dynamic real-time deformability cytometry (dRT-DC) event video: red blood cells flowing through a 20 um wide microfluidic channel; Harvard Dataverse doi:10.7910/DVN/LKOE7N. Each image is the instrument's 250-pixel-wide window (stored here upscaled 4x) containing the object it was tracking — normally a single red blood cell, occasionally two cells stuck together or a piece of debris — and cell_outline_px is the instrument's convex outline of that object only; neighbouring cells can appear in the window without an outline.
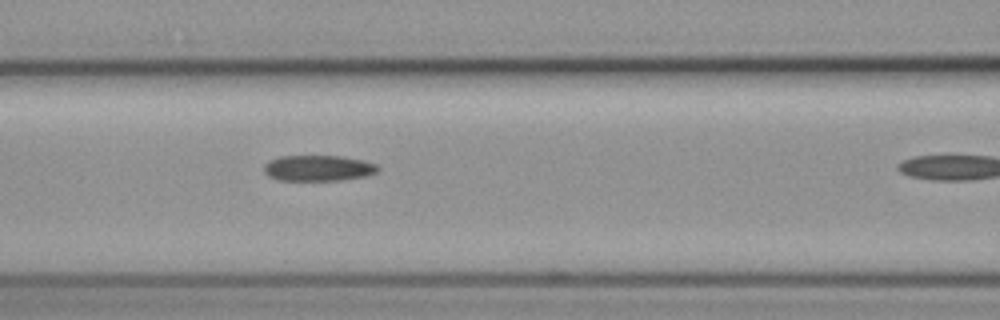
{"species": "common noctule bat (a hibernating species)", "species_latin": "Nyctalus noctula", "temperature_condition": "cold", "stored_images_in_passage": 7, "segment_of_instrument_passage": [1, 2], "camera_frame_rate_fps": 3000, "um_per_image_px": 0.085, "animal": {"sex": "female", "body_mass_g": 19.3, "forearm_length_mm": 54.1}, "frame": {"image": 1, "passage_image": 6, "time_ms": 5.667, "image_size_px": [1000, 320], "cell_outline_px": [[380, 168], [376, 172], [368, 176], [344, 180], [280, 180], [268, 176], [264, 172], [264, 164], [268, 160], [280, 156], [340, 156], [364, 160], [376, 164]], "centroid_in_image_um": [27.06, 14.29], "position_along_channel_um": 139.5, "area_um2": 17.28}}